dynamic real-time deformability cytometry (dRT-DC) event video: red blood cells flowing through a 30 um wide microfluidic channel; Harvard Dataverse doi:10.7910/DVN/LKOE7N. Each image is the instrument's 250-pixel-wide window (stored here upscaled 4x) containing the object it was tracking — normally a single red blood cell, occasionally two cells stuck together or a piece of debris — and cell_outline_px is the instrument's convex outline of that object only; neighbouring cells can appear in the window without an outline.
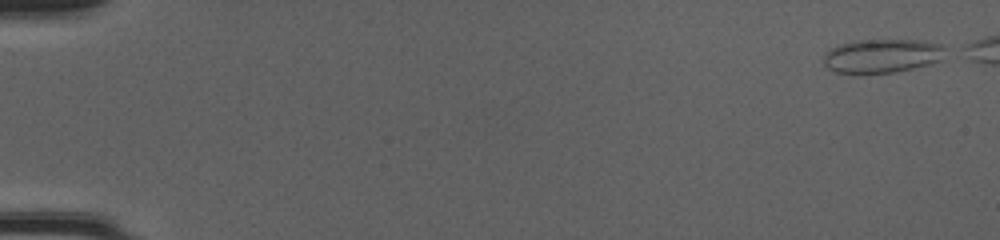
{"species": "common noctule bat (a hibernating species)", "species_latin": "Nyctalus noctula", "temperature_condition": "cold", "stored_images_in_passage": 44, "camera_frame_rate_fps": 3000, "um_per_image_px": 0.085, "animal": {"sex": "female", "body_mass_g": 20.0, "forearm_length_mm": 54.0}, "frame": {"image": 1, "passage_image": 1, "time_ms": 0.0, "image_size_px": [1000, 240], "cell_outline_px": [[948, 48], [940, 60], [928, 64], [896, 72], [836, 72], [828, 68], [824, 64], [824, 56], [828, 48], [852, 40], [924, 40], [944, 44]], "centroid_in_image_um": [75.01, 4.71], "position_along_channel_um": 10.0, "area_um2": 24.04}}
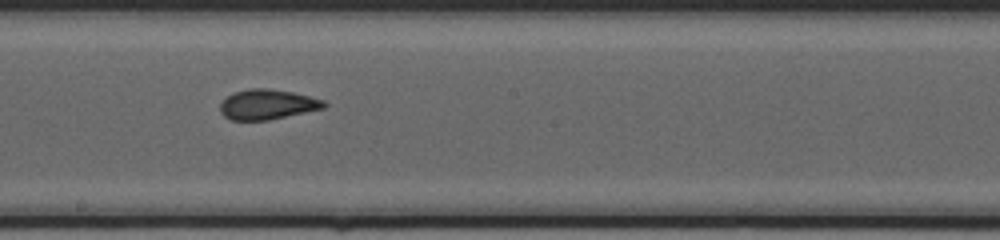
{"frame": {"image": 2, "passage_image": 28, "time_ms": 9.0, "image_size_px": [1000, 240], "cell_outline_px": [[328, 104], [324, 108], [268, 120], [232, 120], [224, 116], [220, 112], [220, 104], [232, 92], [248, 88], [268, 88], [292, 92], [324, 100]], "centroid_in_image_um": [22.71, 8.87], "position_along_channel_um": 225.5, "area_um2": 18.15}}
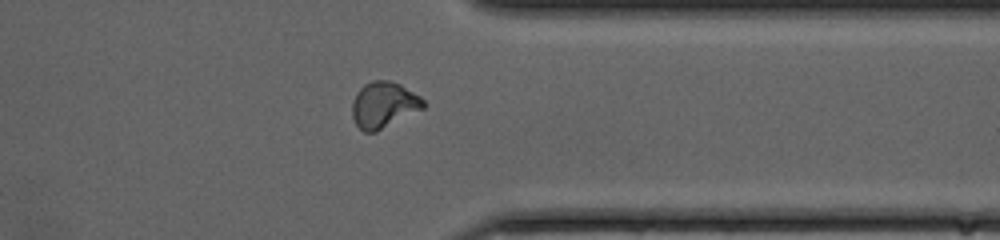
{"frame": {"image": 3, "passage_image": 39, "time_ms": 12.667, "image_size_px": [1000, 240], "cell_outline_px": [[428, 104], [424, 108], [376, 132], [364, 132], [356, 124], [352, 116], [352, 100], [356, 92], [364, 84], [372, 80], [388, 80], [400, 84], [420, 96]], "centroid_in_image_um": [32.62, 8.91], "position_along_channel_um": 378.8, "area_um2": 19.25}}